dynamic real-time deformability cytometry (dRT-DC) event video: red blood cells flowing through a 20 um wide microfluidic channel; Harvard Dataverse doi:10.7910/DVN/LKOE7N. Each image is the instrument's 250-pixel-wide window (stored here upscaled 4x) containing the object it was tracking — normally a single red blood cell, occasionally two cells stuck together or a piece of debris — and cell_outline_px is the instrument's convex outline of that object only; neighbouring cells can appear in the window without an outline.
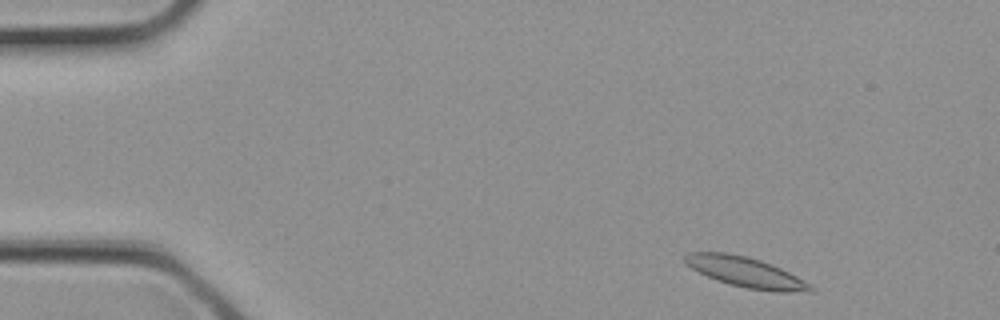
{"species": "common noctule bat (a hibernating species)", "species_latin": "Nyctalus noctula", "temperature_condition": "cold", "stored_images_in_passage": 2, "camera_frame_rate_fps": 3000, "um_per_image_px": 0.085, "animal": {"sex": "female", "body_mass_g": 21.9}, "frame": {"image": 1, "passage_image": 1, "time_ms": 0.0, "image_size_px": [1000, 320], "cell_outline_px": [[816, 292], [776, 292], [748, 288], [728, 284], [716, 280], [692, 268], [684, 260], [684, 256], [688, 252], [724, 252], [748, 256], [760, 260], [780, 268], [812, 284], [816, 288]], "centroid_in_image_um": [63.45, 23.15], "position_along_channel_um": 21.6, "area_um2": 22.08}}